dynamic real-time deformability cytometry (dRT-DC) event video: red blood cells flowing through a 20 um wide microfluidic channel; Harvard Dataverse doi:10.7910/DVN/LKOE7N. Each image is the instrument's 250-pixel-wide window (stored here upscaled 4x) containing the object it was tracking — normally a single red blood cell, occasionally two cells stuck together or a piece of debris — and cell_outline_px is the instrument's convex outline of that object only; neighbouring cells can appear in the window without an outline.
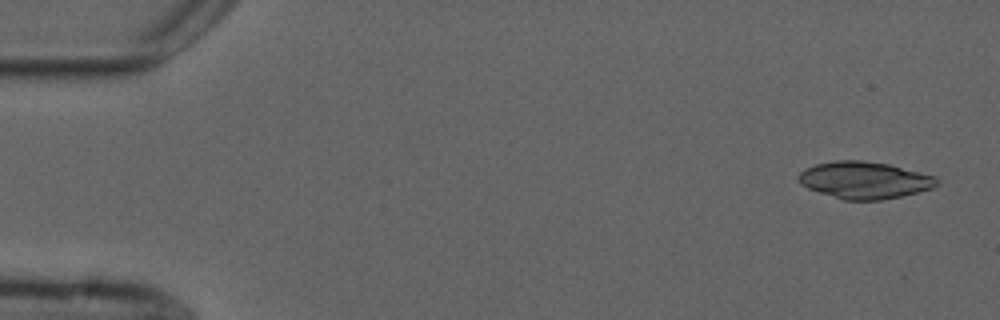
{"species": "common noctule bat (a hibernating species)", "species_latin": "Nyctalus noctula", "temperature_condition": "cold", "stored_images_in_passage": 28, "camera_frame_rate_fps": 3000, "um_per_image_px": 0.085, "animal": {"sex": "male", "forearm_length_mm": 52.5}, "frame": {"image": 1, "passage_image": 2, "time_ms": 0.333, "image_size_px": [1000, 320], "cell_outline_px": [[940, 184], [932, 188], [900, 196], [880, 200], [844, 200], [808, 188], [800, 184], [796, 176], [804, 168], [816, 164], [836, 160], [864, 160], [888, 164], [936, 176], [940, 180]], "centroid_in_image_um": [73.47, 15.3], "position_along_channel_um": 11.5, "area_um2": 29.88}}